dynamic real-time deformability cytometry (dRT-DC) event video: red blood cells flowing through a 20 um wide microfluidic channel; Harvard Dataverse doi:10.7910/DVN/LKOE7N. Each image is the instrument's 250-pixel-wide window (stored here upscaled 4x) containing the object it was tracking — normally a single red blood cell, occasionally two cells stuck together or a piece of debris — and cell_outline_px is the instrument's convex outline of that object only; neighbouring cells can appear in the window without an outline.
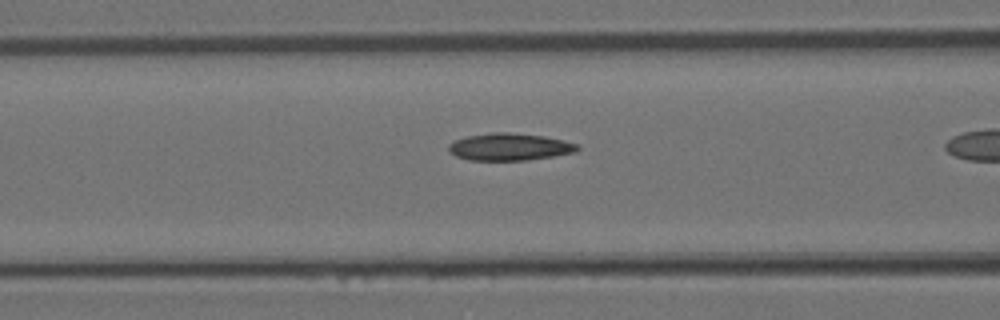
{"species": "Egyptian fruit bat (a non-hibernating species)", "species_latin": "Rousettus aegyptiacus", "temperature_condition": "room temperature", "stored_images_in_passage": 32, "camera_frame_rate_fps": 3000, "um_per_image_px": 0.085, "animal": {"sex": "female"}, "frame": {"image": 1, "passage_image": 15, "time_ms": 4.667, "image_size_px": [1000, 320], "cell_outline_px": [[580, 148], [576, 152], [528, 160], [468, 160], [456, 156], [448, 152], [448, 144], [452, 140], [468, 136], [492, 132], [508, 132], [544, 136], [564, 140], [580, 144]], "centroid_in_image_um": [43.3, 12.48], "position_along_channel_um": 123.3, "area_um2": 20.63}}
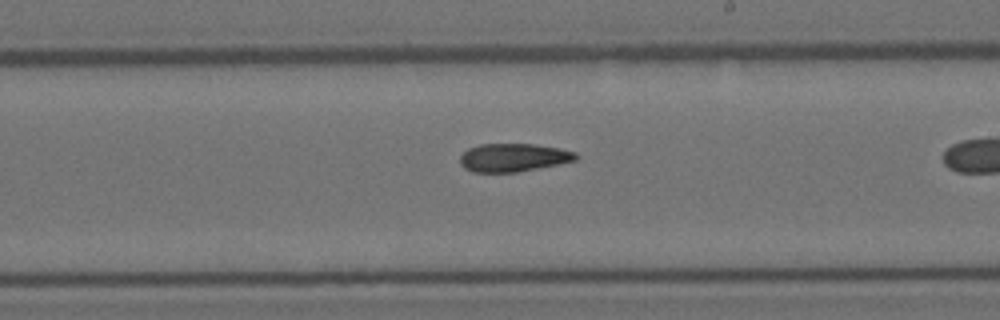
{"frame": {"image": 2, "passage_image": 23, "time_ms": 7.333, "image_size_px": [1000, 320], "cell_outline_px": [[580, 156], [576, 160], [516, 172], [472, 172], [464, 168], [460, 164], [460, 156], [468, 148], [480, 144], [532, 144], [560, 148], [576, 152]], "centroid_in_image_um": [43.62, 13.38], "position_along_channel_um": 245.4, "area_um2": 18.96}}
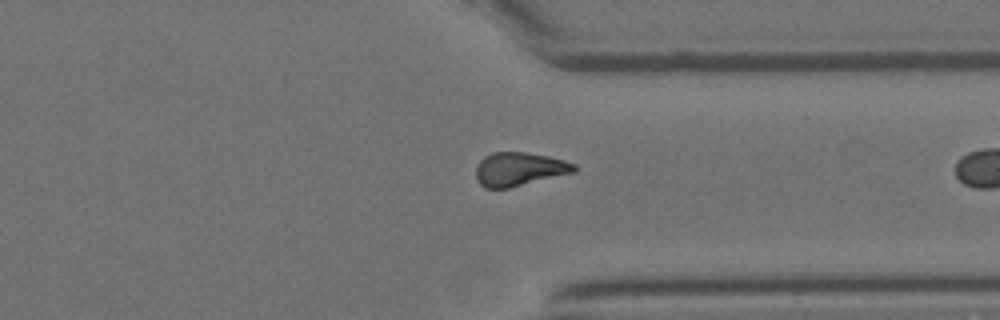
{"frame": {"image": 3, "passage_image": 31, "time_ms": 10.0, "image_size_px": [1000, 320], "cell_outline_px": [[576, 172], [508, 188], [484, 188], [476, 180], [476, 168], [480, 160], [484, 156], [492, 152], [524, 152], [548, 156], [564, 160], [576, 164]], "centroid_in_image_um": [44.13, 14.37], "position_along_channel_um": 367.3, "area_um2": 19.31}}